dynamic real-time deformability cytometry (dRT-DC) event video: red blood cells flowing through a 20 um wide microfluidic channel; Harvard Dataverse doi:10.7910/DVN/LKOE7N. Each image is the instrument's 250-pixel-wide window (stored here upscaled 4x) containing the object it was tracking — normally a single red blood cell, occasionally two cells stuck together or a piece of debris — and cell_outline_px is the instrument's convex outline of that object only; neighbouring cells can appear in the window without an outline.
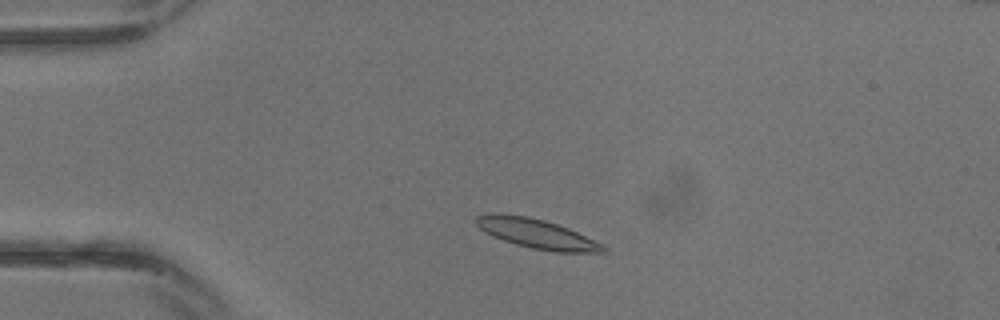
{"species": "common noctule bat (a hibernating species)", "species_latin": "Nyctalus noctula", "temperature_condition": "warm", "stored_images_in_passage": 28, "camera_frame_rate_fps": 3000, "um_per_image_px": 0.085, "animal": {"sex": "male", "body_mass_g": 13.3}, "frame": {"image": 1, "passage_image": 4, "time_ms": 1.0, "image_size_px": [1000, 320], "cell_outline_px": [[608, 252], [556, 252], [532, 248], [516, 244], [492, 236], [484, 232], [472, 220], [476, 216], [492, 212], [528, 216], [544, 220], [568, 228], [604, 244], [608, 248]], "centroid_in_image_um": [45.6, 19.85], "position_along_channel_um": 39.4, "area_um2": 21.96}}
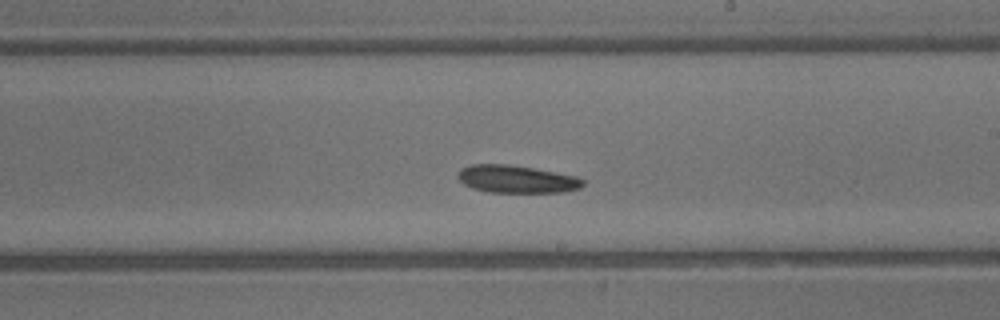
{"frame": {"image": 2, "passage_image": 15, "time_ms": 4.667, "image_size_px": [1000, 320], "cell_outline_px": [[584, 184], [580, 188], [564, 192], [488, 192], [472, 188], [464, 184], [456, 176], [460, 168], [472, 164], [508, 164], [556, 172], [576, 176], [584, 180]], "centroid_in_image_um": [43.89, 15.22], "position_along_channel_um": 245.1, "area_um2": 20.17}}
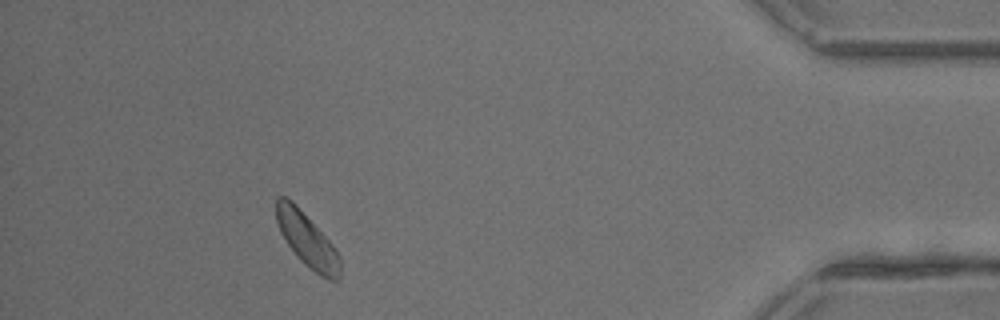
{"frame": {"image": 3, "passage_image": 25, "time_ms": 8.0, "image_size_px": [1000, 320], "cell_outline_px": [[340, 276], [336, 280], [328, 280], [320, 276], [304, 264], [296, 256], [280, 232], [276, 220], [276, 196], [284, 196], [292, 200], [296, 204], [332, 244], [340, 256]], "centroid_in_image_um": [26.09, 20.39], "position_along_channel_um": 409.1, "area_um2": 19.94}}